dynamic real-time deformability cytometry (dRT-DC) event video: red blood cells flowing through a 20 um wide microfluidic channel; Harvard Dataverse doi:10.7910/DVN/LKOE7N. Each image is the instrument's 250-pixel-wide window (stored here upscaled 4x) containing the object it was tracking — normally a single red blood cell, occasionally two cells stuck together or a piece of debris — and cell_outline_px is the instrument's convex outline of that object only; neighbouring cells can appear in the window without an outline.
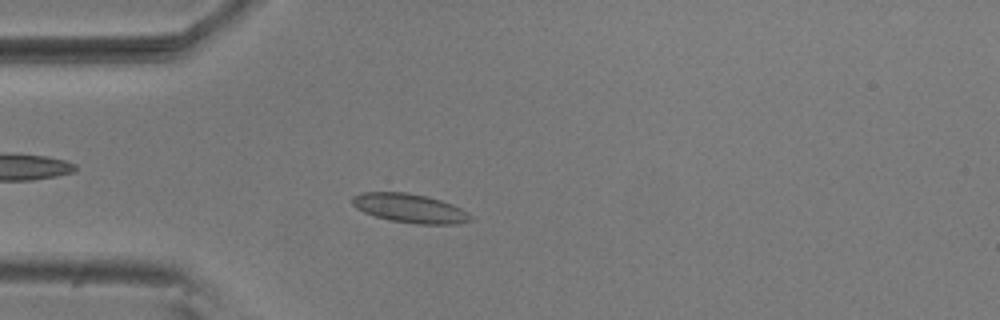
{"species": "common noctule bat (a hibernating species)", "species_latin": "Nyctalus noctula", "temperature_condition": "room temperature", "stored_images_in_passage": 54, "camera_frame_rate_fps": 3000, "um_per_image_px": 0.085, "animal": {"sex": "male", "body_mass_g": 20.5, "forearm_length_mm": 52.5}, "frame": {"image": 1, "passage_image": 14, "time_ms": 4.333, "image_size_px": [1000, 320], "cell_outline_px": [[476, 220], [460, 224], [416, 224], [388, 220], [364, 212], [356, 208], [352, 204], [352, 196], [364, 192], [408, 192], [428, 196], [452, 204], [468, 212]], "centroid_in_image_um": [34.88, 17.71], "position_along_channel_um": 50.1, "area_um2": 20.23}}
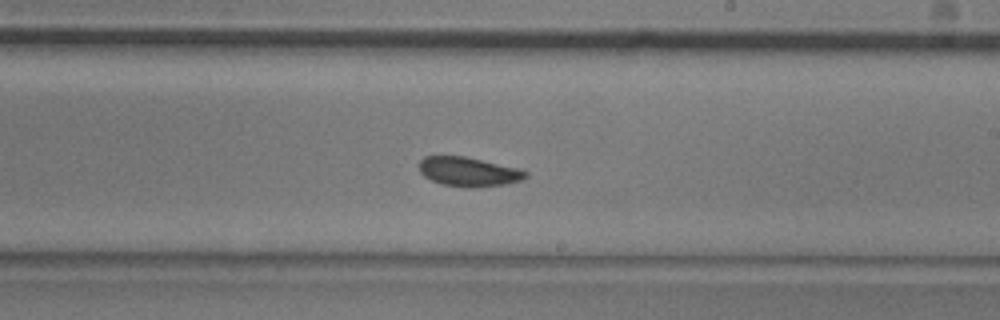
{"frame": {"image": 2, "passage_image": 31, "time_ms": 10.0, "image_size_px": [1000, 320], "cell_outline_px": [[528, 176], [520, 180], [504, 184], [472, 188], [468, 188], [440, 184], [424, 176], [420, 172], [420, 160], [424, 156], [464, 156], [520, 168], [528, 172]], "centroid_in_image_um": [39.83, 14.6], "position_along_channel_um": 249.2, "area_um2": 18.21}}
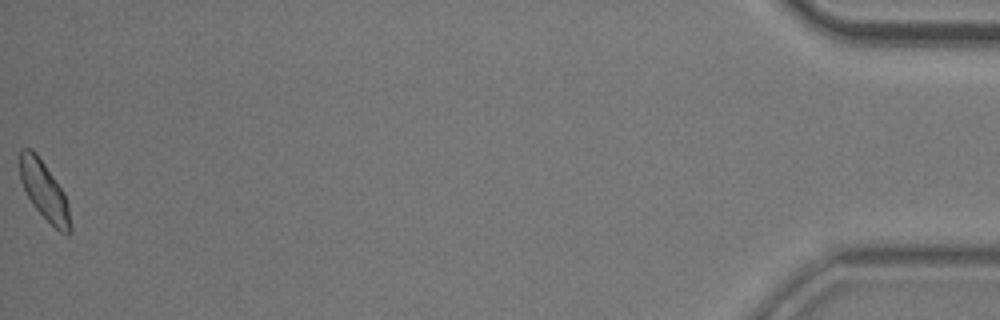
{"frame": {"image": 3, "passage_image": 54, "time_ms": 17.667, "image_size_px": [1000, 320], "cell_outline_px": [[72, 232], [68, 236], [60, 232], [32, 204], [20, 180], [20, 148], [32, 148], [36, 152], [64, 192], [68, 204], [72, 228]], "centroid_in_image_um": [3.78, 16.22], "position_along_channel_um": 431.4, "area_um2": 17.11}, "authors_computed_cell_mechanics": {"area_um2": 18.2937, "velocity_mm_per_s": 3.6844, "shape_relaxation_time_tau1_ms": 3.809, "shape_relaxation_time_tau2_ms": 1.6623, "deformation_change_tau1": 0.0934, "deformation_change_tau2": 0.0625}}